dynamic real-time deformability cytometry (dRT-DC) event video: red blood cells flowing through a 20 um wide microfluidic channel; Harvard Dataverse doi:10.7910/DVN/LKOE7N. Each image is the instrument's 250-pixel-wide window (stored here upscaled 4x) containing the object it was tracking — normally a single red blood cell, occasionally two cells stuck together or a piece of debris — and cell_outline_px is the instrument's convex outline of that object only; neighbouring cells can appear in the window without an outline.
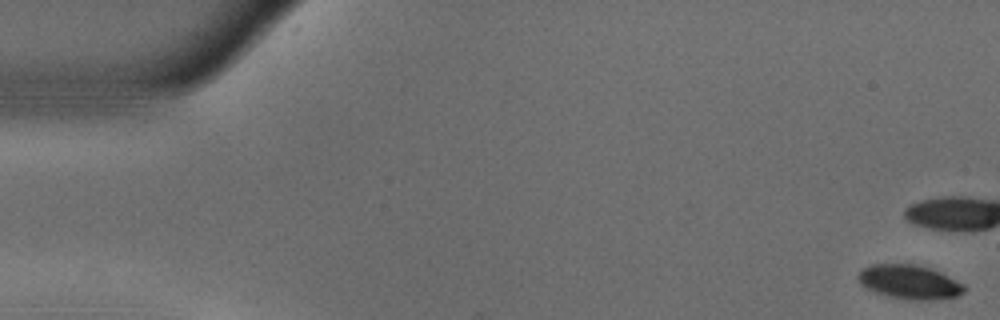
{"species": "common noctule bat (a hibernating species)", "species_latin": "Nyctalus noctula", "temperature_condition": "warm", "stored_images_in_passage": 9, "camera_frame_rate_fps": 3000, "um_per_image_px": 0.085, "animal": {"sex": "male", "body_mass_g": 18.8}, "frame": {"image": 1, "passage_image": 1, "time_ms": 0.0, "image_size_px": [1000, 320], "cell_outline_px": [[964, 292], [956, 296], [932, 300], [908, 300], [888, 296], [864, 288], [860, 284], [856, 276], [864, 268], [872, 264], [912, 264], [928, 268], [940, 272], [964, 284]], "centroid_in_image_um": [77.27, 23.98], "position_along_channel_um": 7.7, "area_um2": 20.98}}